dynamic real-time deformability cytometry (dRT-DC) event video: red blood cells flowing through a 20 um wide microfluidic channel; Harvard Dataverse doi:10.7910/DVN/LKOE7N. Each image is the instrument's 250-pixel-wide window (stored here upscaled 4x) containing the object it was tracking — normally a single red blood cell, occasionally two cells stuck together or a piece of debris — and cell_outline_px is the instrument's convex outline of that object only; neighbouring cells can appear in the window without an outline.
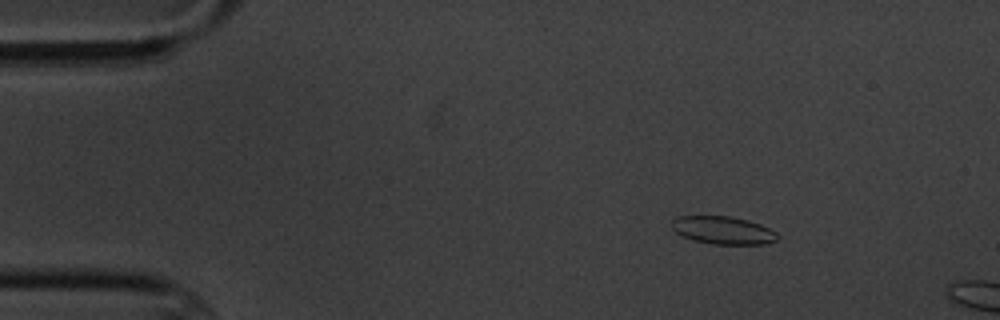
{"species": "common noctule bat (a hibernating species)", "species_latin": "Nyctalus noctula", "temperature_condition": "cold", "stored_images_in_passage": 4, "camera_frame_rate_fps": 3000, "um_per_image_px": 0.085, "animal": {"sex": "male", "body_mass_g": 20.1, "forearm_length_mm": 53.5}, "frame": {"image": 1, "passage_image": 2, "time_ms": 1.333, "image_size_px": [1000, 320], "cell_outline_px": [[780, 236], [776, 240], [764, 244], [712, 244], [696, 240], [684, 236], [676, 232], [672, 228], [672, 220], [676, 216], [732, 216], [748, 220], [760, 224], [776, 232]], "centroid_in_image_um": [61.48, 19.56], "position_along_channel_um": 23.5, "area_um2": 17.05}}